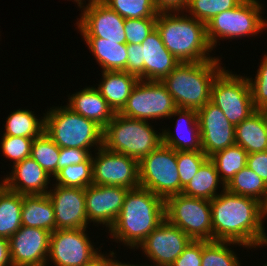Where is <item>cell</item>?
Here are the masks:
<instances>
[{"instance_id": "cell-32", "label": "cell", "mask_w": 267, "mask_h": 266, "mask_svg": "<svg viewBox=\"0 0 267 266\" xmlns=\"http://www.w3.org/2000/svg\"><path fill=\"white\" fill-rule=\"evenodd\" d=\"M225 188L231 193L254 198L263 205L267 199V184L247 166L236 173Z\"/></svg>"}, {"instance_id": "cell-51", "label": "cell", "mask_w": 267, "mask_h": 266, "mask_svg": "<svg viewBox=\"0 0 267 266\" xmlns=\"http://www.w3.org/2000/svg\"><path fill=\"white\" fill-rule=\"evenodd\" d=\"M264 210H265V213H266V216H267V199H266L265 204H264Z\"/></svg>"}, {"instance_id": "cell-1", "label": "cell", "mask_w": 267, "mask_h": 266, "mask_svg": "<svg viewBox=\"0 0 267 266\" xmlns=\"http://www.w3.org/2000/svg\"><path fill=\"white\" fill-rule=\"evenodd\" d=\"M210 204L212 241L237 242L250 249L267 246V216L261 202L222 188Z\"/></svg>"}, {"instance_id": "cell-13", "label": "cell", "mask_w": 267, "mask_h": 266, "mask_svg": "<svg viewBox=\"0 0 267 266\" xmlns=\"http://www.w3.org/2000/svg\"><path fill=\"white\" fill-rule=\"evenodd\" d=\"M91 156L93 185L121 186L127 189L140 187L138 160L108 151L103 146L95 150Z\"/></svg>"}, {"instance_id": "cell-19", "label": "cell", "mask_w": 267, "mask_h": 266, "mask_svg": "<svg viewBox=\"0 0 267 266\" xmlns=\"http://www.w3.org/2000/svg\"><path fill=\"white\" fill-rule=\"evenodd\" d=\"M202 151L210 157L235 144V126L216 105L207 102L197 110Z\"/></svg>"}, {"instance_id": "cell-8", "label": "cell", "mask_w": 267, "mask_h": 266, "mask_svg": "<svg viewBox=\"0 0 267 266\" xmlns=\"http://www.w3.org/2000/svg\"><path fill=\"white\" fill-rule=\"evenodd\" d=\"M139 185L166 200L180 194L177 151L161 143L139 161Z\"/></svg>"}, {"instance_id": "cell-12", "label": "cell", "mask_w": 267, "mask_h": 266, "mask_svg": "<svg viewBox=\"0 0 267 266\" xmlns=\"http://www.w3.org/2000/svg\"><path fill=\"white\" fill-rule=\"evenodd\" d=\"M90 239L87 228L56 229L51 233L46 266L49 262L55 266H87L101 254Z\"/></svg>"}, {"instance_id": "cell-39", "label": "cell", "mask_w": 267, "mask_h": 266, "mask_svg": "<svg viewBox=\"0 0 267 266\" xmlns=\"http://www.w3.org/2000/svg\"><path fill=\"white\" fill-rule=\"evenodd\" d=\"M0 148L2 156L13 162V165L31 155V146L34 138L14 137L2 135Z\"/></svg>"}, {"instance_id": "cell-20", "label": "cell", "mask_w": 267, "mask_h": 266, "mask_svg": "<svg viewBox=\"0 0 267 266\" xmlns=\"http://www.w3.org/2000/svg\"><path fill=\"white\" fill-rule=\"evenodd\" d=\"M141 80L161 82L180 61L164 46L155 28L140 44Z\"/></svg>"}, {"instance_id": "cell-35", "label": "cell", "mask_w": 267, "mask_h": 266, "mask_svg": "<svg viewBox=\"0 0 267 266\" xmlns=\"http://www.w3.org/2000/svg\"><path fill=\"white\" fill-rule=\"evenodd\" d=\"M53 182L59 186L86 188L93 184L92 156L85 162L70 165L58 171Z\"/></svg>"}, {"instance_id": "cell-25", "label": "cell", "mask_w": 267, "mask_h": 266, "mask_svg": "<svg viewBox=\"0 0 267 266\" xmlns=\"http://www.w3.org/2000/svg\"><path fill=\"white\" fill-rule=\"evenodd\" d=\"M235 144L248 154L267 150V114L256 110L235 126Z\"/></svg>"}, {"instance_id": "cell-15", "label": "cell", "mask_w": 267, "mask_h": 266, "mask_svg": "<svg viewBox=\"0 0 267 266\" xmlns=\"http://www.w3.org/2000/svg\"><path fill=\"white\" fill-rule=\"evenodd\" d=\"M76 26L82 38H103L126 43L125 19L102 0H95L81 9Z\"/></svg>"}, {"instance_id": "cell-48", "label": "cell", "mask_w": 267, "mask_h": 266, "mask_svg": "<svg viewBox=\"0 0 267 266\" xmlns=\"http://www.w3.org/2000/svg\"><path fill=\"white\" fill-rule=\"evenodd\" d=\"M87 266H110V253L107 255V252L104 254V252L102 253L101 251V254Z\"/></svg>"}, {"instance_id": "cell-46", "label": "cell", "mask_w": 267, "mask_h": 266, "mask_svg": "<svg viewBox=\"0 0 267 266\" xmlns=\"http://www.w3.org/2000/svg\"><path fill=\"white\" fill-rule=\"evenodd\" d=\"M158 12L184 11L189 0H152Z\"/></svg>"}, {"instance_id": "cell-23", "label": "cell", "mask_w": 267, "mask_h": 266, "mask_svg": "<svg viewBox=\"0 0 267 266\" xmlns=\"http://www.w3.org/2000/svg\"><path fill=\"white\" fill-rule=\"evenodd\" d=\"M85 87L75 94H69L66 106L104 129L116 113L95 86Z\"/></svg>"}, {"instance_id": "cell-43", "label": "cell", "mask_w": 267, "mask_h": 266, "mask_svg": "<svg viewBox=\"0 0 267 266\" xmlns=\"http://www.w3.org/2000/svg\"><path fill=\"white\" fill-rule=\"evenodd\" d=\"M91 153L86 149L60 148L58 171L64 167L85 162Z\"/></svg>"}, {"instance_id": "cell-18", "label": "cell", "mask_w": 267, "mask_h": 266, "mask_svg": "<svg viewBox=\"0 0 267 266\" xmlns=\"http://www.w3.org/2000/svg\"><path fill=\"white\" fill-rule=\"evenodd\" d=\"M48 196L54 207L56 229L88 228L85 188L52 184Z\"/></svg>"}, {"instance_id": "cell-49", "label": "cell", "mask_w": 267, "mask_h": 266, "mask_svg": "<svg viewBox=\"0 0 267 266\" xmlns=\"http://www.w3.org/2000/svg\"><path fill=\"white\" fill-rule=\"evenodd\" d=\"M110 252V266H148L146 264H142V265H138V264H130L129 262L125 263V262H120L118 259H116L117 257L115 255L116 252L114 251H109ZM116 259V260H115Z\"/></svg>"}, {"instance_id": "cell-41", "label": "cell", "mask_w": 267, "mask_h": 266, "mask_svg": "<svg viewBox=\"0 0 267 266\" xmlns=\"http://www.w3.org/2000/svg\"><path fill=\"white\" fill-rule=\"evenodd\" d=\"M156 19H125L126 44H141L156 28Z\"/></svg>"}, {"instance_id": "cell-42", "label": "cell", "mask_w": 267, "mask_h": 266, "mask_svg": "<svg viewBox=\"0 0 267 266\" xmlns=\"http://www.w3.org/2000/svg\"><path fill=\"white\" fill-rule=\"evenodd\" d=\"M201 260L202 241L192 240L171 266H201Z\"/></svg>"}, {"instance_id": "cell-7", "label": "cell", "mask_w": 267, "mask_h": 266, "mask_svg": "<svg viewBox=\"0 0 267 266\" xmlns=\"http://www.w3.org/2000/svg\"><path fill=\"white\" fill-rule=\"evenodd\" d=\"M259 0H243L233 9L217 14L206 24L207 38L213 50L219 40L257 36L267 28ZM263 12V13H262Z\"/></svg>"}, {"instance_id": "cell-2", "label": "cell", "mask_w": 267, "mask_h": 266, "mask_svg": "<svg viewBox=\"0 0 267 266\" xmlns=\"http://www.w3.org/2000/svg\"><path fill=\"white\" fill-rule=\"evenodd\" d=\"M164 219L165 200L141 187L130 189L119 216L108 230L109 238L136 250Z\"/></svg>"}, {"instance_id": "cell-27", "label": "cell", "mask_w": 267, "mask_h": 266, "mask_svg": "<svg viewBox=\"0 0 267 266\" xmlns=\"http://www.w3.org/2000/svg\"><path fill=\"white\" fill-rule=\"evenodd\" d=\"M102 71L127 72V44L103 38H83Z\"/></svg>"}, {"instance_id": "cell-40", "label": "cell", "mask_w": 267, "mask_h": 266, "mask_svg": "<svg viewBox=\"0 0 267 266\" xmlns=\"http://www.w3.org/2000/svg\"><path fill=\"white\" fill-rule=\"evenodd\" d=\"M262 58L255 78L247 77L256 110H265L267 108V53Z\"/></svg>"}, {"instance_id": "cell-31", "label": "cell", "mask_w": 267, "mask_h": 266, "mask_svg": "<svg viewBox=\"0 0 267 266\" xmlns=\"http://www.w3.org/2000/svg\"><path fill=\"white\" fill-rule=\"evenodd\" d=\"M248 153L237 144L220 150L209 157L215 164L220 180L226 186L236 173L247 166Z\"/></svg>"}, {"instance_id": "cell-14", "label": "cell", "mask_w": 267, "mask_h": 266, "mask_svg": "<svg viewBox=\"0 0 267 266\" xmlns=\"http://www.w3.org/2000/svg\"><path fill=\"white\" fill-rule=\"evenodd\" d=\"M191 242L186 233L165 218L136 249L154 264L148 266H171Z\"/></svg>"}, {"instance_id": "cell-37", "label": "cell", "mask_w": 267, "mask_h": 266, "mask_svg": "<svg viewBox=\"0 0 267 266\" xmlns=\"http://www.w3.org/2000/svg\"><path fill=\"white\" fill-rule=\"evenodd\" d=\"M124 19L157 18L158 10L152 0H102Z\"/></svg>"}, {"instance_id": "cell-36", "label": "cell", "mask_w": 267, "mask_h": 266, "mask_svg": "<svg viewBox=\"0 0 267 266\" xmlns=\"http://www.w3.org/2000/svg\"><path fill=\"white\" fill-rule=\"evenodd\" d=\"M243 0H189L184 12L204 24L211 21L217 14L233 9Z\"/></svg>"}, {"instance_id": "cell-16", "label": "cell", "mask_w": 267, "mask_h": 266, "mask_svg": "<svg viewBox=\"0 0 267 266\" xmlns=\"http://www.w3.org/2000/svg\"><path fill=\"white\" fill-rule=\"evenodd\" d=\"M51 232L22 225L9 239L12 266H46Z\"/></svg>"}, {"instance_id": "cell-28", "label": "cell", "mask_w": 267, "mask_h": 266, "mask_svg": "<svg viewBox=\"0 0 267 266\" xmlns=\"http://www.w3.org/2000/svg\"><path fill=\"white\" fill-rule=\"evenodd\" d=\"M220 184V186H219ZM225 188L220 180L215 164L208 158L189 183L183 188L182 194L190 197L212 200L218 194V188Z\"/></svg>"}, {"instance_id": "cell-29", "label": "cell", "mask_w": 267, "mask_h": 266, "mask_svg": "<svg viewBox=\"0 0 267 266\" xmlns=\"http://www.w3.org/2000/svg\"><path fill=\"white\" fill-rule=\"evenodd\" d=\"M23 195L0 184V237L9 239L22 226Z\"/></svg>"}, {"instance_id": "cell-6", "label": "cell", "mask_w": 267, "mask_h": 266, "mask_svg": "<svg viewBox=\"0 0 267 266\" xmlns=\"http://www.w3.org/2000/svg\"><path fill=\"white\" fill-rule=\"evenodd\" d=\"M157 132L149 121L116 113L103 129V147L140 161L162 143V132Z\"/></svg>"}, {"instance_id": "cell-38", "label": "cell", "mask_w": 267, "mask_h": 266, "mask_svg": "<svg viewBox=\"0 0 267 266\" xmlns=\"http://www.w3.org/2000/svg\"><path fill=\"white\" fill-rule=\"evenodd\" d=\"M208 158L203 151H177L180 193Z\"/></svg>"}, {"instance_id": "cell-5", "label": "cell", "mask_w": 267, "mask_h": 266, "mask_svg": "<svg viewBox=\"0 0 267 266\" xmlns=\"http://www.w3.org/2000/svg\"><path fill=\"white\" fill-rule=\"evenodd\" d=\"M45 112L44 132L60 148L86 149L92 154L103 146V128L96 122L72 111L66 105L53 106Z\"/></svg>"}, {"instance_id": "cell-30", "label": "cell", "mask_w": 267, "mask_h": 266, "mask_svg": "<svg viewBox=\"0 0 267 266\" xmlns=\"http://www.w3.org/2000/svg\"><path fill=\"white\" fill-rule=\"evenodd\" d=\"M35 115L34 111L32 112L29 109L20 108L14 110L6 117L5 132L1 135L27 138L39 137L44 132L45 118L44 113L41 118Z\"/></svg>"}, {"instance_id": "cell-47", "label": "cell", "mask_w": 267, "mask_h": 266, "mask_svg": "<svg viewBox=\"0 0 267 266\" xmlns=\"http://www.w3.org/2000/svg\"><path fill=\"white\" fill-rule=\"evenodd\" d=\"M0 266H12L9 252V241L0 237Z\"/></svg>"}, {"instance_id": "cell-4", "label": "cell", "mask_w": 267, "mask_h": 266, "mask_svg": "<svg viewBox=\"0 0 267 266\" xmlns=\"http://www.w3.org/2000/svg\"><path fill=\"white\" fill-rule=\"evenodd\" d=\"M221 58L203 62H180L161 83L172 95L177 108L199 110L210 101L216 76L225 68Z\"/></svg>"}, {"instance_id": "cell-26", "label": "cell", "mask_w": 267, "mask_h": 266, "mask_svg": "<svg viewBox=\"0 0 267 266\" xmlns=\"http://www.w3.org/2000/svg\"><path fill=\"white\" fill-rule=\"evenodd\" d=\"M22 225L55 231V214L48 194L23 195Z\"/></svg>"}, {"instance_id": "cell-9", "label": "cell", "mask_w": 267, "mask_h": 266, "mask_svg": "<svg viewBox=\"0 0 267 266\" xmlns=\"http://www.w3.org/2000/svg\"><path fill=\"white\" fill-rule=\"evenodd\" d=\"M226 67L216 76L211 87L210 102L224 113L234 126L256 111L247 76H241Z\"/></svg>"}, {"instance_id": "cell-24", "label": "cell", "mask_w": 267, "mask_h": 266, "mask_svg": "<svg viewBox=\"0 0 267 266\" xmlns=\"http://www.w3.org/2000/svg\"><path fill=\"white\" fill-rule=\"evenodd\" d=\"M102 80L97 84L103 98L115 113H119L139 79L125 71H102Z\"/></svg>"}, {"instance_id": "cell-44", "label": "cell", "mask_w": 267, "mask_h": 266, "mask_svg": "<svg viewBox=\"0 0 267 266\" xmlns=\"http://www.w3.org/2000/svg\"><path fill=\"white\" fill-rule=\"evenodd\" d=\"M247 167L267 184V150L248 154Z\"/></svg>"}, {"instance_id": "cell-17", "label": "cell", "mask_w": 267, "mask_h": 266, "mask_svg": "<svg viewBox=\"0 0 267 266\" xmlns=\"http://www.w3.org/2000/svg\"><path fill=\"white\" fill-rule=\"evenodd\" d=\"M130 189L121 186L90 185L85 188L88 223L103 225L109 230L120 214ZM100 224V225H99Z\"/></svg>"}, {"instance_id": "cell-21", "label": "cell", "mask_w": 267, "mask_h": 266, "mask_svg": "<svg viewBox=\"0 0 267 266\" xmlns=\"http://www.w3.org/2000/svg\"><path fill=\"white\" fill-rule=\"evenodd\" d=\"M11 167L1 181L7 189L22 195L48 194L51 176L31 156Z\"/></svg>"}, {"instance_id": "cell-45", "label": "cell", "mask_w": 267, "mask_h": 266, "mask_svg": "<svg viewBox=\"0 0 267 266\" xmlns=\"http://www.w3.org/2000/svg\"><path fill=\"white\" fill-rule=\"evenodd\" d=\"M127 72L141 80L140 44H127Z\"/></svg>"}, {"instance_id": "cell-50", "label": "cell", "mask_w": 267, "mask_h": 266, "mask_svg": "<svg viewBox=\"0 0 267 266\" xmlns=\"http://www.w3.org/2000/svg\"><path fill=\"white\" fill-rule=\"evenodd\" d=\"M75 3H77L78 7L80 9H83L84 7L88 6L89 4H91L93 1L95 0H87L88 3H86V0H73Z\"/></svg>"}, {"instance_id": "cell-3", "label": "cell", "mask_w": 267, "mask_h": 266, "mask_svg": "<svg viewBox=\"0 0 267 266\" xmlns=\"http://www.w3.org/2000/svg\"><path fill=\"white\" fill-rule=\"evenodd\" d=\"M156 29L164 46L180 62H203L218 58L210 54L213 48L207 38L206 24L184 11L159 12Z\"/></svg>"}, {"instance_id": "cell-33", "label": "cell", "mask_w": 267, "mask_h": 266, "mask_svg": "<svg viewBox=\"0 0 267 266\" xmlns=\"http://www.w3.org/2000/svg\"><path fill=\"white\" fill-rule=\"evenodd\" d=\"M249 247L230 241H202L201 266H241L237 253L229 246ZM236 253V254H235Z\"/></svg>"}, {"instance_id": "cell-34", "label": "cell", "mask_w": 267, "mask_h": 266, "mask_svg": "<svg viewBox=\"0 0 267 266\" xmlns=\"http://www.w3.org/2000/svg\"><path fill=\"white\" fill-rule=\"evenodd\" d=\"M30 156L51 176V179L58 173L60 147L45 132L34 138Z\"/></svg>"}, {"instance_id": "cell-10", "label": "cell", "mask_w": 267, "mask_h": 266, "mask_svg": "<svg viewBox=\"0 0 267 266\" xmlns=\"http://www.w3.org/2000/svg\"><path fill=\"white\" fill-rule=\"evenodd\" d=\"M165 218L194 241H212V216L209 200L182 193L165 200Z\"/></svg>"}, {"instance_id": "cell-11", "label": "cell", "mask_w": 267, "mask_h": 266, "mask_svg": "<svg viewBox=\"0 0 267 266\" xmlns=\"http://www.w3.org/2000/svg\"><path fill=\"white\" fill-rule=\"evenodd\" d=\"M176 109L172 95L161 82L139 80L119 113L143 121L155 119L156 122L157 119H170Z\"/></svg>"}, {"instance_id": "cell-22", "label": "cell", "mask_w": 267, "mask_h": 266, "mask_svg": "<svg viewBox=\"0 0 267 266\" xmlns=\"http://www.w3.org/2000/svg\"><path fill=\"white\" fill-rule=\"evenodd\" d=\"M172 117H177L176 131L162 127V143L176 151H202L197 110L177 108Z\"/></svg>"}]
</instances>
